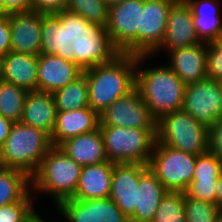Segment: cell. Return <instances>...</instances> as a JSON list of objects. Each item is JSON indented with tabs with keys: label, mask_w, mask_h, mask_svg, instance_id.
Instances as JSON below:
<instances>
[{
	"label": "cell",
	"mask_w": 222,
	"mask_h": 222,
	"mask_svg": "<svg viewBox=\"0 0 222 222\" xmlns=\"http://www.w3.org/2000/svg\"><path fill=\"white\" fill-rule=\"evenodd\" d=\"M33 200H20L0 207V222H30L37 213ZM33 203V204H32Z\"/></svg>",
	"instance_id": "32"
},
{
	"label": "cell",
	"mask_w": 222,
	"mask_h": 222,
	"mask_svg": "<svg viewBox=\"0 0 222 222\" xmlns=\"http://www.w3.org/2000/svg\"><path fill=\"white\" fill-rule=\"evenodd\" d=\"M9 16L0 17V59L11 50Z\"/></svg>",
	"instance_id": "37"
},
{
	"label": "cell",
	"mask_w": 222,
	"mask_h": 222,
	"mask_svg": "<svg viewBox=\"0 0 222 222\" xmlns=\"http://www.w3.org/2000/svg\"><path fill=\"white\" fill-rule=\"evenodd\" d=\"M56 111H69L89 107L88 85L84 74L65 87L52 93Z\"/></svg>",
	"instance_id": "27"
},
{
	"label": "cell",
	"mask_w": 222,
	"mask_h": 222,
	"mask_svg": "<svg viewBox=\"0 0 222 222\" xmlns=\"http://www.w3.org/2000/svg\"><path fill=\"white\" fill-rule=\"evenodd\" d=\"M56 113L52 93L39 90L28 91L20 121L40 128L51 136L56 123Z\"/></svg>",
	"instance_id": "25"
},
{
	"label": "cell",
	"mask_w": 222,
	"mask_h": 222,
	"mask_svg": "<svg viewBox=\"0 0 222 222\" xmlns=\"http://www.w3.org/2000/svg\"><path fill=\"white\" fill-rule=\"evenodd\" d=\"M200 43L193 24L192 12L184 0H177L170 8L163 43L152 54L194 46Z\"/></svg>",
	"instance_id": "16"
},
{
	"label": "cell",
	"mask_w": 222,
	"mask_h": 222,
	"mask_svg": "<svg viewBox=\"0 0 222 222\" xmlns=\"http://www.w3.org/2000/svg\"><path fill=\"white\" fill-rule=\"evenodd\" d=\"M106 157L113 163L148 165L155 143L156 129L99 126Z\"/></svg>",
	"instance_id": "9"
},
{
	"label": "cell",
	"mask_w": 222,
	"mask_h": 222,
	"mask_svg": "<svg viewBox=\"0 0 222 222\" xmlns=\"http://www.w3.org/2000/svg\"><path fill=\"white\" fill-rule=\"evenodd\" d=\"M168 54V66L186 84H192L207 78L206 43L173 50Z\"/></svg>",
	"instance_id": "19"
},
{
	"label": "cell",
	"mask_w": 222,
	"mask_h": 222,
	"mask_svg": "<svg viewBox=\"0 0 222 222\" xmlns=\"http://www.w3.org/2000/svg\"><path fill=\"white\" fill-rule=\"evenodd\" d=\"M30 222H47L44 219H42V217H40V215H38V213H36L30 220Z\"/></svg>",
	"instance_id": "42"
},
{
	"label": "cell",
	"mask_w": 222,
	"mask_h": 222,
	"mask_svg": "<svg viewBox=\"0 0 222 222\" xmlns=\"http://www.w3.org/2000/svg\"><path fill=\"white\" fill-rule=\"evenodd\" d=\"M2 2L9 15L30 12L33 7V0H2Z\"/></svg>",
	"instance_id": "38"
},
{
	"label": "cell",
	"mask_w": 222,
	"mask_h": 222,
	"mask_svg": "<svg viewBox=\"0 0 222 222\" xmlns=\"http://www.w3.org/2000/svg\"><path fill=\"white\" fill-rule=\"evenodd\" d=\"M82 166L70 158L59 146H52L31 177V191L52 196L57 206L72 198L77 188Z\"/></svg>",
	"instance_id": "5"
},
{
	"label": "cell",
	"mask_w": 222,
	"mask_h": 222,
	"mask_svg": "<svg viewBox=\"0 0 222 222\" xmlns=\"http://www.w3.org/2000/svg\"><path fill=\"white\" fill-rule=\"evenodd\" d=\"M182 109L205 126L213 125L222 117L220 82L206 78L186 85Z\"/></svg>",
	"instance_id": "13"
},
{
	"label": "cell",
	"mask_w": 222,
	"mask_h": 222,
	"mask_svg": "<svg viewBox=\"0 0 222 222\" xmlns=\"http://www.w3.org/2000/svg\"><path fill=\"white\" fill-rule=\"evenodd\" d=\"M67 0H33L32 11L50 15L58 21L65 13Z\"/></svg>",
	"instance_id": "35"
},
{
	"label": "cell",
	"mask_w": 222,
	"mask_h": 222,
	"mask_svg": "<svg viewBox=\"0 0 222 222\" xmlns=\"http://www.w3.org/2000/svg\"><path fill=\"white\" fill-rule=\"evenodd\" d=\"M152 222H186L184 192H171L162 197Z\"/></svg>",
	"instance_id": "29"
},
{
	"label": "cell",
	"mask_w": 222,
	"mask_h": 222,
	"mask_svg": "<svg viewBox=\"0 0 222 222\" xmlns=\"http://www.w3.org/2000/svg\"><path fill=\"white\" fill-rule=\"evenodd\" d=\"M31 177L25 172L0 166V207L31 197Z\"/></svg>",
	"instance_id": "26"
},
{
	"label": "cell",
	"mask_w": 222,
	"mask_h": 222,
	"mask_svg": "<svg viewBox=\"0 0 222 222\" xmlns=\"http://www.w3.org/2000/svg\"><path fill=\"white\" fill-rule=\"evenodd\" d=\"M125 0H104V2L110 7L118 3H122Z\"/></svg>",
	"instance_id": "43"
},
{
	"label": "cell",
	"mask_w": 222,
	"mask_h": 222,
	"mask_svg": "<svg viewBox=\"0 0 222 222\" xmlns=\"http://www.w3.org/2000/svg\"><path fill=\"white\" fill-rule=\"evenodd\" d=\"M9 14L6 12L2 0H0V17H6Z\"/></svg>",
	"instance_id": "41"
},
{
	"label": "cell",
	"mask_w": 222,
	"mask_h": 222,
	"mask_svg": "<svg viewBox=\"0 0 222 222\" xmlns=\"http://www.w3.org/2000/svg\"><path fill=\"white\" fill-rule=\"evenodd\" d=\"M157 142L196 156L208 151L209 127L183 109L162 116L156 123Z\"/></svg>",
	"instance_id": "8"
},
{
	"label": "cell",
	"mask_w": 222,
	"mask_h": 222,
	"mask_svg": "<svg viewBox=\"0 0 222 222\" xmlns=\"http://www.w3.org/2000/svg\"><path fill=\"white\" fill-rule=\"evenodd\" d=\"M59 147L82 167L108 161L100 128L71 137L62 142Z\"/></svg>",
	"instance_id": "24"
},
{
	"label": "cell",
	"mask_w": 222,
	"mask_h": 222,
	"mask_svg": "<svg viewBox=\"0 0 222 222\" xmlns=\"http://www.w3.org/2000/svg\"><path fill=\"white\" fill-rule=\"evenodd\" d=\"M99 126L100 115L91 107L57 111L51 143L53 146H59L65 140L95 131Z\"/></svg>",
	"instance_id": "18"
},
{
	"label": "cell",
	"mask_w": 222,
	"mask_h": 222,
	"mask_svg": "<svg viewBox=\"0 0 222 222\" xmlns=\"http://www.w3.org/2000/svg\"><path fill=\"white\" fill-rule=\"evenodd\" d=\"M220 91H221V107H222V81L220 82Z\"/></svg>",
	"instance_id": "45"
},
{
	"label": "cell",
	"mask_w": 222,
	"mask_h": 222,
	"mask_svg": "<svg viewBox=\"0 0 222 222\" xmlns=\"http://www.w3.org/2000/svg\"><path fill=\"white\" fill-rule=\"evenodd\" d=\"M215 222H222V209H221V211L218 213Z\"/></svg>",
	"instance_id": "44"
},
{
	"label": "cell",
	"mask_w": 222,
	"mask_h": 222,
	"mask_svg": "<svg viewBox=\"0 0 222 222\" xmlns=\"http://www.w3.org/2000/svg\"><path fill=\"white\" fill-rule=\"evenodd\" d=\"M52 146L51 136L42 129L14 122L0 149V166L32 177Z\"/></svg>",
	"instance_id": "4"
},
{
	"label": "cell",
	"mask_w": 222,
	"mask_h": 222,
	"mask_svg": "<svg viewBox=\"0 0 222 222\" xmlns=\"http://www.w3.org/2000/svg\"><path fill=\"white\" fill-rule=\"evenodd\" d=\"M14 122L0 115V149L3 147Z\"/></svg>",
	"instance_id": "39"
},
{
	"label": "cell",
	"mask_w": 222,
	"mask_h": 222,
	"mask_svg": "<svg viewBox=\"0 0 222 222\" xmlns=\"http://www.w3.org/2000/svg\"><path fill=\"white\" fill-rule=\"evenodd\" d=\"M144 0H125L109 7L108 23L92 42L97 51L138 55V28Z\"/></svg>",
	"instance_id": "6"
},
{
	"label": "cell",
	"mask_w": 222,
	"mask_h": 222,
	"mask_svg": "<svg viewBox=\"0 0 222 222\" xmlns=\"http://www.w3.org/2000/svg\"><path fill=\"white\" fill-rule=\"evenodd\" d=\"M222 171V161L210 151L196 158L192 181H217Z\"/></svg>",
	"instance_id": "31"
},
{
	"label": "cell",
	"mask_w": 222,
	"mask_h": 222,
	"mask_svg": "<svg viewBox=\"0 0 222 222\" xmlns=\"http://www.w3.org/2000/svg\"><path fill=\"white\" fill-rule=\"evenodd\" d=\"M221 208L216 203L194 199L184 193L186 222H215Z\"/></svg>",
	"instance_id": "30"
},
{
	"label": "cell",
	"mask_w": 222,
	"mask_h": 222,
	"mask_svg": "<svg viewBox=\"0 0 222 222\" xmlns=\"http://www.w3.org/2000/svg\"><path fill=\"white\" fill-rule=\"evenodd\" d=\"M113 162L83 166L73 199L108 198L111 193Z\"/></svg>",
	"instance_id": "23"
},
{
	"label": "cell",
	"mask_w": 222,
	"mask_h": 222,
	"mask_svg": "<svg viewBox=\"0 0 222 222\" xmlns=\"http://www.w3.org/2000/svg\"><path fill=\"white\" fill-rule=\"evenodd\" d=\"M147 166L138 163H114L109 198L116 203L129 220L135 211L139 175Z\"/></svg>",
	"instance_id": "17"
},
{
	"label": "cell",
	"mask_w": 222,
	"mask_h": 222,
	"mask_svg": "<svg viewBox=\"0 0 222 222\" xmlns=\"http://www.w3.org/2000/svg\"><path fill=\"white\" fill-rule=\"evenodd\" d=\"M216 204L222 209V171L216 185Z\"/></svg>",
	"instance_id": "40"
},
{
	"label": "cell",
	"mask_w": 222,
	"mask_h": 222,
	"mask_svg": "<svg viewBox=\"0 0 222 222\" xmlns=\"http://www.w3.org/2000/svg\"><path fill=\"white\" fill-rule=\"evenodd\" d=\"M197 156L156 141L148 168L167 191L186 192L194 175Z\"/></svg>",
	"instance_id": "11"
},
{
	"label": "cell",
	"mask_w": 222,
	"mask_h": 222,
	"mask_svg": "<svg viewBox=\"0 0 222 222\" xmlns=\"http://www.w3.org/2000/svg\"><path fill=\"white\" fill-rule=\"evenodd\" d=\"M208 151L222 161V117L209 127Z\"/></svg>",
	"instance_id": "36"
},
{
	"label": "cell",
	"mask_w": 222,
	"mask_h": 222,
	"mask_svg": "<svg viewBox=\"0 0 222 222\" xmlns=\"http://www.w3.org/2000/svg\"><path fill=\"white\" fill-rule=\"evenodd\" d=\"M56 208L67 222H130L109 197L91 200L68 198Z\"/></svg>",
	"instance_id": "15"
},
{
	"label": "cell",
	"mask_w": 222,
	"mask_h": 222,
	"mask_svg": "<svg viewBox=\"0 0 222 222\" xmlns=\"http://www.w3.org/2000/svg\"><path fill=\"white\" fill-rule=\"evenodd\" d=\"M137 55L93 50L83 74L88 85V102L99 115L136 86Z\"/></svg>",
	"instance_id": "1"
},
{
	"label": "cell",
	"mask_w": 222,
	"mask_h": 222,
	"mask_svg": "<svg viewBox=\"0 0 222 222\" xmlns=\"http://www.w3.org/2000/svg\"><path fill=\"white\" fill-rule=\"evenodd\" d=\"M217 181H192L185 192L189 197L216 203Z\"/></svg>",
	"instance_id": "34"
},
{
	"label": "cell",
	"mask_w": 222,
	"mask_h": 222,
	"mask_svg": "<svg viewBox=\"0 0 222 222\" xmlns=\"http://www.w3.org/2000/svg\"><path fill=\"white\" fill-rule=\"evenodd\" d=\"M11 50L38 56L62 35L58 22L38 11L9 15Z\"/></svg>",
	"instance_id": "7"
},
{
	"label": "cell",
	"mask_w": 222,
	"mask_h": 222,
	"mask_svg": "<svg viewBox=\"0 0 222 222\" xmlns=\"http://www.w3.org/2000/svg\"><path fill=\"white\" fill-rule=\"evenodd\" d=\"M109 6L104 0H67L57 21L62 36L93 42L106 28Z\"/></svg>",
	"instance_id": "10"
},
{
	"label": "cell",
	"mask_w": 222,
	"mask_h": 222,
	"mask_svg": "<svg viewBox=\"0 0 222 222\" xmlns=\"http://www.w3.org/2000/svg\"><path fill=\"white\" fill-rule=\"evenodd\" d=\"M156 123L136 87L100 114V126L156 129Z\"/></svg>",
	"instance_id": "12"
},
{
	"label": "cell",
	"mask_w": 222,
	"mask_h": 222,
	"mask_svg": "<svg viewBox=\"0 0 222 222\" xmlns=\"http://www.w3.org/2000/svg\"><path fill=\"white\" fill-rule=\"evenodd\" d=\"M0 79L27 91L37 90L38 56L9 51L0 59Z\"/></svg>",
	"instance_id": "20"
},
{
	"label": "cell",
	"mask_w": 222,
	"mask_h": 222,
	"mask_svg": "<svg viewBox=\"0 0 222 222\" xmlns=\"http://www.w3.org/2000/svg\"><path fill=\"white\" fill-rule=\"evenodd\" d=\"M184 1L187 3L192 12L194 28L200 42L210 43L220 41L222 39V11H220V1Z\"/></svg>",
	"instance_id": "22"
},
{
	"label": "cell",
	"mask_w": 222,
	"mask_h": 222,
	"mask_svg": "<svg viewBox=\"0 0 222 222\" xmlns=\"http://www.w3.org/2000/svg\"><path fill=\"white\" fill-rule=\"evenodd\" d=\"M176 1L144 0L138 28V55H152L163 43L169 10Z\"/></svg>",
	"instance_id": "14"
},
{
	"label": "cell",
	"mask_w": 222,
	"mask_h": 222,
	"mask_svg": "<svg viewBox=\"0 0 222 222\" xmlns=\"http://www.w3.org/2000/svg\"><path fill=\"white\" fill-rule=\"evenodd\" d=\"M28 91L0 79V115L18 122L22 118Z\"/></svg>",
	"instance_id": "28"
},
{
	"label": "cell",
	"mask_w": 222,
	"mask_h": 222,
	"mask_svg": "<svg viewBox=\"0 0 222 222\" xmlns=\"http://www.w3.org/2000/svg\"><path fill=\"white\" fill-rule=\"evenodd\" d=\"M93 50L90 41L61 36L38 55L37 90L53 93L75 81Z\"/></svg>",
	"instance_id": "2"
},
{
	"label": "cell",
	"mask_w": 222,
	"mask_h": 222,
	"mask_svg": "<svg viewBox=\"0 0 222 222\" xmlns=\"http://www.w3.org/2000/svg\"><path fill=\"white\" fill-rule=\"evenodd\" d=\"M166 193L167 190L147 166L139 175L135 211L130 222H152Z\"/></svg>",
	"instance_id": "21"
},
{
	"label": "cell",
	"mask_w": 222,
	"mask_h": 222,
	"mask_svg": "<svg viewBox=\"0 0 222 222\" xmlns=\"http://www.w3.org/2000/svg\"><path fill=\"white\" fill-rule=\"evenodd\" d=\"M150 57L153 56L137 55L135 87L151 116L158 121L162 116L182 109L186 84L168 65L143 69L145 60Z\"/></svg>",
	"instance_id": "3"
},
{
	"label": "cell",
	"mask_w": 222,
	"mask_h": 222,
	"mask_svg": "<svg viewBox=\"0 0 222 222\" xmlns=\"http://www.w3.org/2000/svg\"><path fill=\"white\" fill-rule=\"evenodd\" d=\"M206 72L207 78L222 81V42L206 43Z\"/></svg>",
	"instance_id": "33"
}]
</instances>
